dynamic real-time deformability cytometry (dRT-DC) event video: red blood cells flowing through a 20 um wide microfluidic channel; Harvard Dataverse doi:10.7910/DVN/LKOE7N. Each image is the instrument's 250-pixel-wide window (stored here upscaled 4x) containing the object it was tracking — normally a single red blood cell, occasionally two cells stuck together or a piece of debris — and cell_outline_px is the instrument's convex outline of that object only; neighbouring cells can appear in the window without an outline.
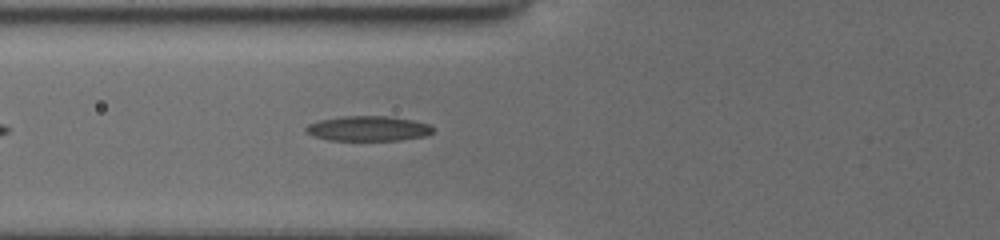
{"species": "common noctule bat (a hibernating species)", "species_latin": "Nyctalus noctula", "temperature_condition": "cold", "stored_images_in_passage": 38, "camera_frame_rate_fps": 3000, "um_per_image_px": 0.085, "animal": {"sex": "female", "body_mass_g": 19.5, "forearm_length_mm": 54.1}, "frame": {"image": 1, "passage_image": 6, "time_ms": 1.667, "image_size_px": [1000, 240], "cell_outline_px": [[432, 132], [428, 136], [400, 140], [328, 140], [316, 136], [308, 132], [304, 128], [308, 124], [320, 120], [340, 116], [388, 116], [412, 120], [428, 124], [432, 128]], "centroid_in_image_um": [31.31, 10.92], "position_along_channel_um": 94.5, "area_um2": 18.38}}
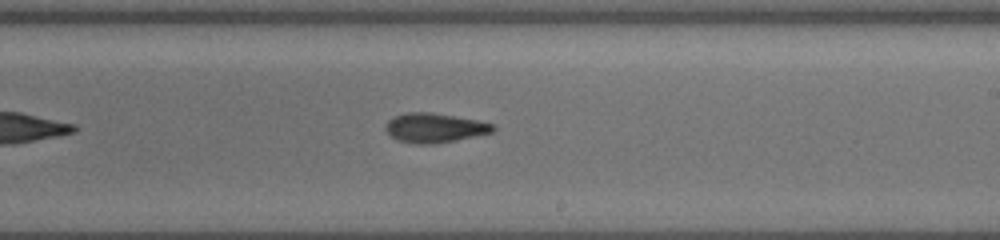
{"frame": {"image": 2, "passage_image": 18, "time_ms": 5.667, "image_size_px": [1000, 240], "cell_outline_px": [[496, 128], [492, 132], [456, 140], [432, 144], [416, 144], [396, 140], [384, 128], [388, 120], [396, 116], [408, 112], [428, 112], [476, 120], [496, 124]], "centroid_in_image_um": [36.94, 10.87], "position_along_channel_um": 252.1, "area_um2": 18.21}}
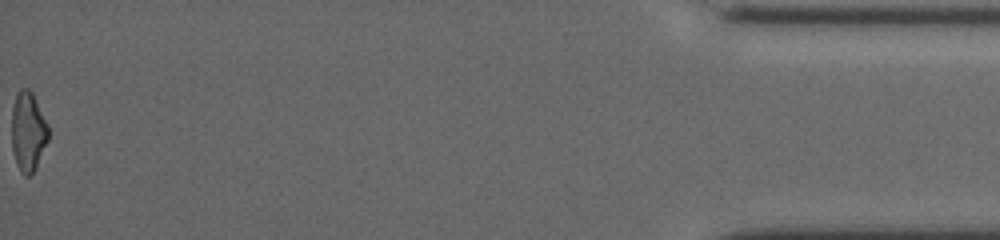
{"frame": {"image": 3, "passage_image": 38, "time_ms": 12.333, "image_size_px": [1000, 240], "cell_outline_px": [[48, 140], [36, 168], [28, 176], [24, 176], [20, 172], [16, 164], [12, 148], [12, 108], [16, 96], [20, 88], [28, 88], [32, 92], [48, 124]], "centroid_in_image_um": [2.38, 11.2], "position_along_channel_um": 432.8, "area_um2": 16.99}, "authors_computed_cell_mechanics": {"area_um2": 18.1203, "velocity_mm_per_s": 3.9388, "shape_relaxation_time_tau1_ms": 3.9581, "shape_relaxation_time_tau2_ms": 5.0093, "deformation_change_tau1": 0.1448, "deformation_change_tau2": 0.1391}}